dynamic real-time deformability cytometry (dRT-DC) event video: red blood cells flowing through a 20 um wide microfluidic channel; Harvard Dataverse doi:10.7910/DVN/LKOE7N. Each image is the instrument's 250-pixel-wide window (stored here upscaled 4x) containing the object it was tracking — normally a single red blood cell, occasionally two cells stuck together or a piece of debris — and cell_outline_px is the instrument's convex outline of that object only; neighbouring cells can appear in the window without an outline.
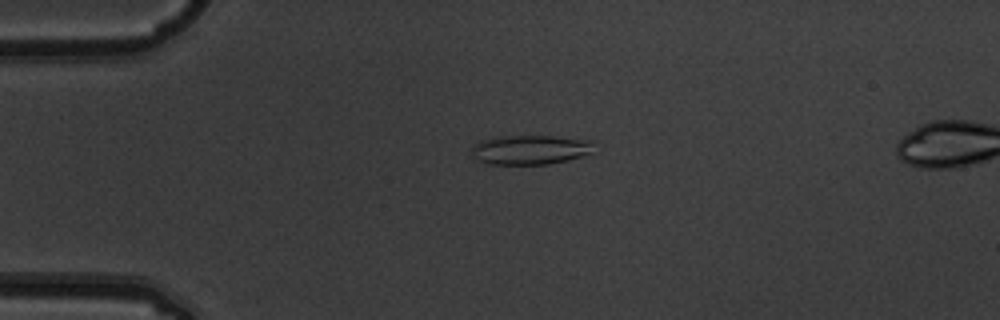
{"species": "common noctule bat (a hibernating species)", "species_latin": "Nyctalus noctula", "temperature_condition": "warm", "stored_images_in_passage": 6, "camera_frame_rate_fps": 3000, "um_per_image_px": 0.085, "animal": {"sex": "male", "body_mass_g": 19.5, "forearm_length_mm": 54.6}, "frame": {"image": 1, "passage_image": 4, "time_ms": 1.0, "image_size_px": [1000, 320], "cell_outline_px": [[596, 140], [592, 152], [568, 160], [548, 164], [492, 164], [476, 160], [472, 156], [472, 144], [480, 140], [500, 136], [556, 136]], "centroid_in_image_um": [45.08, 12.71], "position_along_channel_um": 39.9, "area_um2": 21.27}}